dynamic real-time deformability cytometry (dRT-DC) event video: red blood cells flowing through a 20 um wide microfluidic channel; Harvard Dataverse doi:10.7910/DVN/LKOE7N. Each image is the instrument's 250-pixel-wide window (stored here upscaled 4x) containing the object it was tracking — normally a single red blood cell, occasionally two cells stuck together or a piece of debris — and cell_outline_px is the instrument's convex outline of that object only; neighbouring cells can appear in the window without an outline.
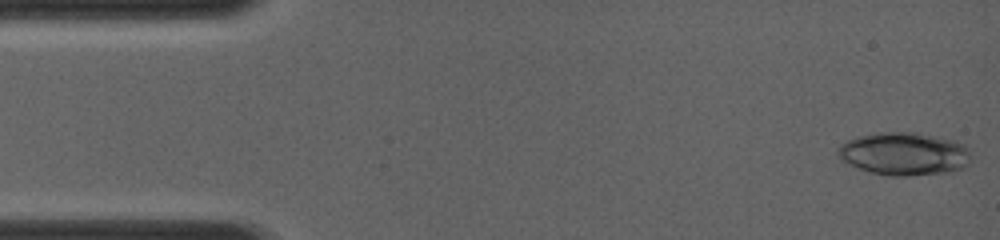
{"species": "common noctule bat (a hibernating species)", "species_latin": "Nyctalus noctula", "temperature_condition": "room temperature", "stored_images_in_passage": 5, "camera_frame_rate_fps": 4000, "um_per_image_px": 0.085, "animal": {"sex": "female", "body_mass_g": 19.0, "forearm_length_mm": 56.7}, "frame": {"image": 1, "passage_image": 1, "time_ms": 0.0, "image_size_px": [1000, 240], "cell_outline_px": [[972, 156], [968, 164], [964, 168], [952, 172], [908, 176], [888, 176], [872, 172], [860, 168], [840, 160], [836, 152], [840, 144], [856, 136], [880, 132], [916, 132], [956, 140], [964, 144], [968, 148]], "centroid_in_image_um": [76.89, 13.07], "position_along_channel_um": 8.1, "area_um2": 33.81}}
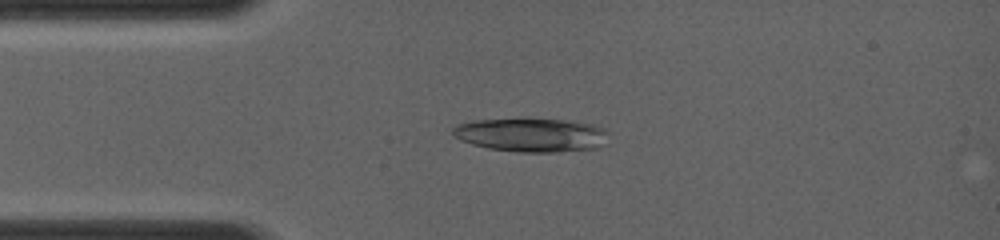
{"frame": {"image": 2, "passage_image": 5, "time_ms": 2.75, "image_size_px": [1000, 240], "cell_outline_px": [[608, 144], [600, 148], [556, 152], [520, 152], [488, 148], [472, 144], [460, 140], [452, 136], [452, 128], [456, 124], [476, 120], [560, 120], [592, 124], [604, 128], [608, 132]], "centroid_in_image_um": [45.21, 11.5], "position_along_channel_um": 39.8, "area_um2": 30.52}}